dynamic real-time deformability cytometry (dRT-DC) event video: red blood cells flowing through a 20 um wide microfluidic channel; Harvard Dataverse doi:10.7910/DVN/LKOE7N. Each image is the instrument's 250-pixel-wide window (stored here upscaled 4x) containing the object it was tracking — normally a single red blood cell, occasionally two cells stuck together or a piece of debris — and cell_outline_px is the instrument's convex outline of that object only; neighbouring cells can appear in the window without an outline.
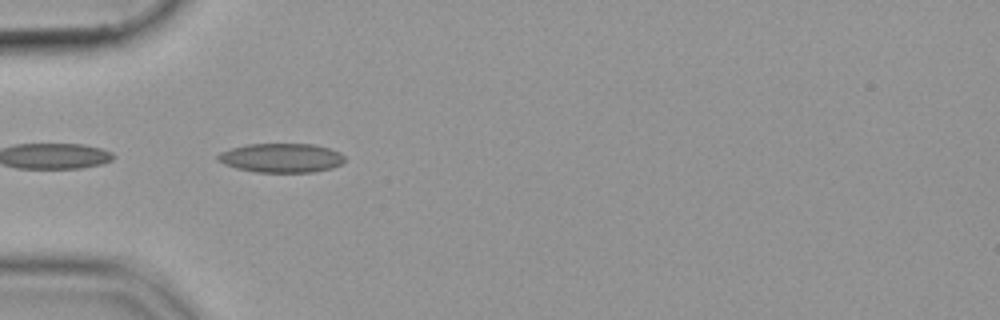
{"species": "common noctule bat (a hibernating species)", "species_latin": "Nyctalus noctula", "temperature_condition": "cold", "stored_images_in_passage": 3, "camera_frame_rate_fps": 3000, "um_per_image_px": 0.085, "animal": {"sex": "female", "body_mass_g": 19.9}, "frame": {"image": 1, "passage_image": 1, "time_ms": 0.0, "image_size_px": [1000, 320], "cell_outline_px": [[344, 160], [340, 164], [332, 168], [312, 172], [256, 172], [236, 168], [224, 164], [216, 160], [216, 156], [220, 152], [232, 148], [248, 144], [312, 144], [328, 148], [340, 152], [344, 156]], "centroid_in_image_um": [23.88, 13.42], "position_along_channel_um": 61.1, "area_um2": 21.5}}